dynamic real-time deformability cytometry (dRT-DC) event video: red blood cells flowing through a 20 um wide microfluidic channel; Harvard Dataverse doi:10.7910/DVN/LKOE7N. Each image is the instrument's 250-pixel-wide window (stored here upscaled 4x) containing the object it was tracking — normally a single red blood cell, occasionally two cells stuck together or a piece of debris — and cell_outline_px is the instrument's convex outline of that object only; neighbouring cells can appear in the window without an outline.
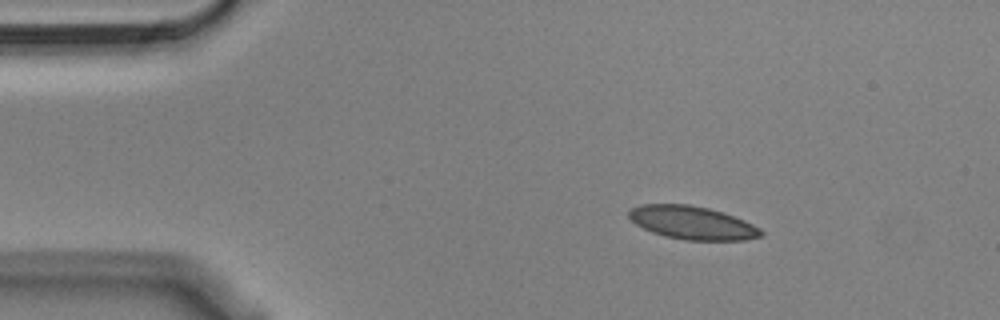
{"species": "Egyptian fruit bat (a non-hibernating species)", "species_latin": "Rousettus aegyptiacus", "temperature_condition": "cold", "stored_images_in_passage": 10, "segment_of_instrument_passage": [1, 2], "camera_frame_rate_fps": 3000, "um_per_image_px": 0.085, "animal": {"sex": "male"}, "frame": {"image": 1, "passage_image": 1, "time_ms": 0.0, "image_size_px": [1000, 320], "cell_outline_px": [[764, 236], [744, 240], [684, 240], [664, 236], [652, 232], [636, 224], [628, 216], [628, 212], [632, 208], [640, 204], [688, 204], [708, 208], [744, 220], [760, 228], [764, 232]], "centroid_in_image_um": [58.85, 18.94], "position_along_channel_um": 26.2, "area_um2": 25.49}}